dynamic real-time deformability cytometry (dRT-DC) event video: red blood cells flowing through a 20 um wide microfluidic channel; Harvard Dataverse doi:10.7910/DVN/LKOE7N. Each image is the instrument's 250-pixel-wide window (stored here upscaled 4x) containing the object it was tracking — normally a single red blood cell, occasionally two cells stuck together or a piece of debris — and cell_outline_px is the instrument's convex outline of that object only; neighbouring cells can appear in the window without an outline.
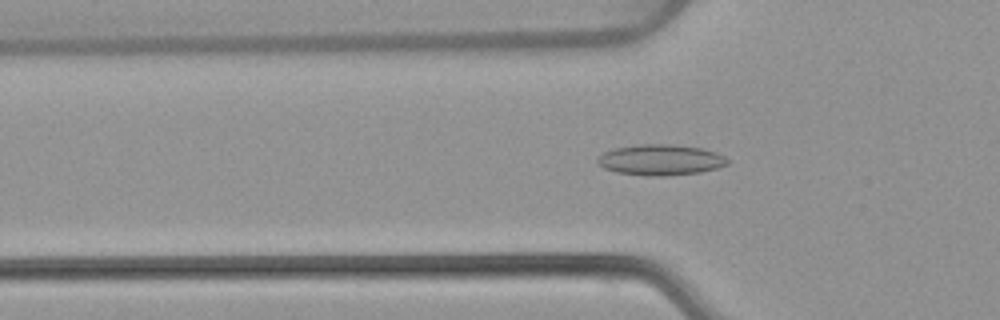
{"species": "common noctule bat (a hibernating species)", "species_latin": "Nyctalus noctula", "temperature_condition": "warm", "stored_images_in_passage": 39, "camera_frame_rate_fps": 3000, "um_per_image_px": 0.085, "animal": {"sex": "female", "body_mass_g": 22.7, "forearm_length_mm": 54.2}, "frame": {"image": 1, "passage_image": 4, "time_ms": 1.0, "image_size_px": [1000, 320], "cell_outline_px": [[728, 164], [716, 168], [700, 172], [664, 176], [648, 176], [616, 172], [604, 168], [596, 160], [604, 152], [616, 148], [640, 144], [672, 144], [700, 148], [716, 152], [724, 156], [728, 160]], "centroid_in_image_um": [56.16, 13.59], "position_along_channel_um": 69.6, "area_um2": 23.12}}
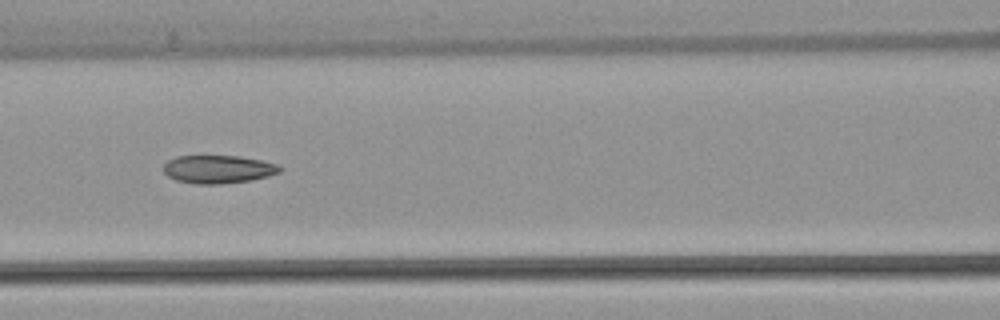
{"frame": {"image": 2, "passage_image": 10, "time_ms": 3.0, "image_size_px": [1000, 320], "cell_outline_px": [[280, 172], [268, 176], [248, 180], [220, 184], [196, 184], [176, 180], [168, 176], [164, 172], [164, 164], [168, 160], [176, 156], [236, 156], [260, 160], [276, 164], [280, 168]], "centroid_in_image_um": [18.5, 14.38], "position_along_channel_um": 148.1, "area_um2": 18.79}}
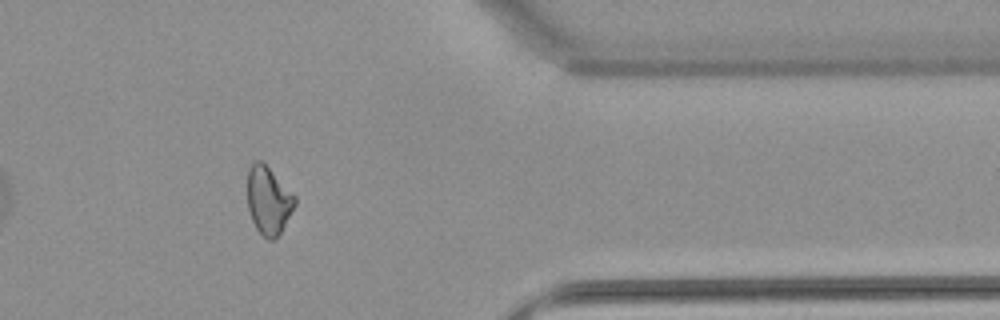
{"frame": {"image": 3, "passage_image": 30, "time_ms": 9.667, "image_size_px": [1000, 320], "cell_outline_px": [[296, 204], [280, 232], [272, 240], [268, 240], [256, 228], [252, 220], [248, 208], [248, 168], [252, 160], [260, 160], [296, 196]], "centroid_in_image_um": [22.8, 17.01], "position_along_channel_um": 388.6, "area_um2": 18.44}, "authors_computed_cell_mechanics": {"area_um2": 19.1896, "velocity_mm_per_s": 3.8897, "shape_relaxation_time_tau1_ms": null, "shape_relaxation_time_tau2_ms": 4.0501, "deformation_change_tau1": null, "deformation_change_tau2": 0.091}}